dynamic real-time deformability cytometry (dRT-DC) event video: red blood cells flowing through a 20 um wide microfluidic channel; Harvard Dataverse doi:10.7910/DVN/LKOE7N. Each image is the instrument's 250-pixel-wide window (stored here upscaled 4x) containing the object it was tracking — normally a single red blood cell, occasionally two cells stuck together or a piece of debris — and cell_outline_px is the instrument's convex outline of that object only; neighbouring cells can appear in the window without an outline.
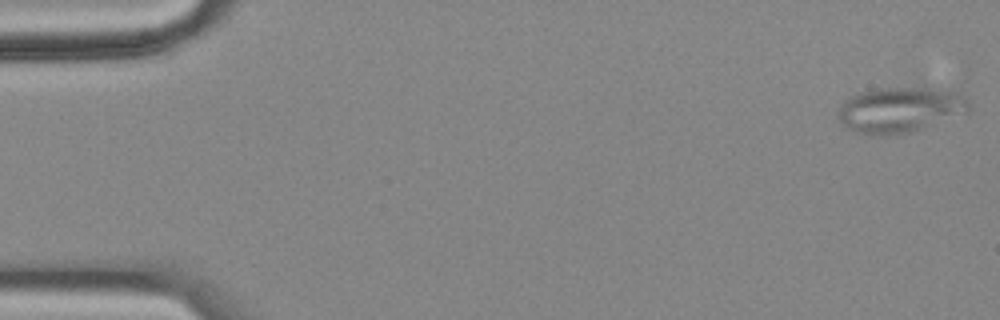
{"species": "common noctule bat (a hibernating species)", "species_latin": "Nyctalus noctula", "temperature_condition": "cold", "stored_images_in_passage": 16, "camera_frame_rate_fps": 3000, "um_per_image_px": 0.085, "animal": {"sex": "female", "body_mass_g": 18.4}, "frame": {"image": 1, "passage_image": 1, "time_ms": 0.0, "image_size_px": [1000, 320], "cell_outline_px": [[968, 112], [912, 132], [888, 136], [872, 136], [856, 132], [848, 128], [836, 116], [836, 112], [840, 104], [844, 100], [860, 92], [916, 72], [964, 96], [968, 100]], "centroid_in_image_um": [76.59, 9.07], "position_along_channel_um": 8.4, "area_um2": 39.59}}
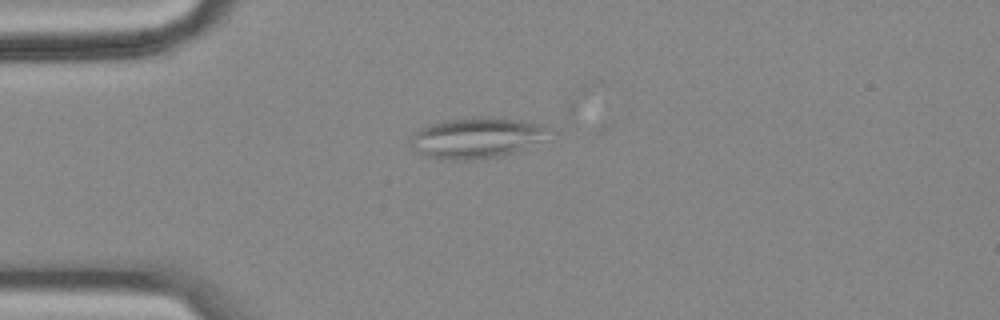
{"frame": {"image": 2, "passage_image": 14, "time_ms": 4.333, "image_size_px": [1000, 320], "cell_outline_px": [[556, 132], [516, 152], [504, 156], [476, 160], [440, 160], [416, 152], [412, 148], [412, 136], [420, 128], [428, 124], [444, 120], [472, 116], [484, 116], [524, 120], [544, 124], [552, 128]], "centroid_in_image_um": [40.57, 11.7], "position_along_channel_um": 44.4, "area_um2": 33.64}}